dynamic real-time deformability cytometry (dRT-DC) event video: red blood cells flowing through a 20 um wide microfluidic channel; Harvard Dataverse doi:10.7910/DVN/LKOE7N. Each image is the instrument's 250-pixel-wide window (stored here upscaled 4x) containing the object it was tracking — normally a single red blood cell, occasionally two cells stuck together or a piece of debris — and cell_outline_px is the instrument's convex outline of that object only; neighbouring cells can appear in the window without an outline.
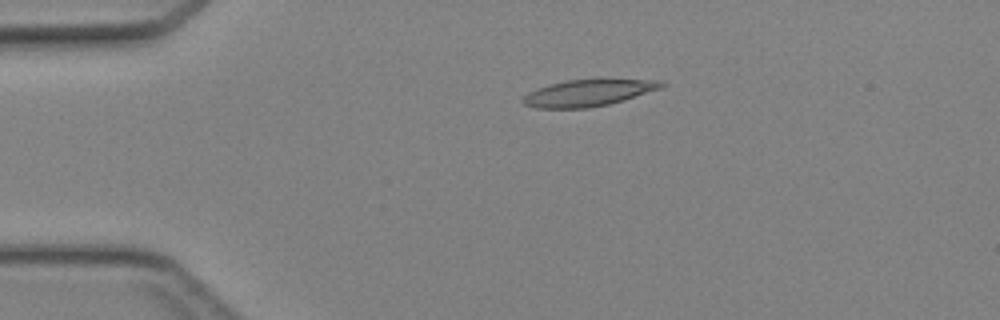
{"species": "Egyptian fruit bat (a non-hibernating species)", "species_latin": "Rousettus aegyptiacus", "temperature_condition": "cold", "stored_images_in_passage": 37, "camera_frame_rate_fps": 3000, "um_per_image_px": 0.085, "animal": {"sex": "female"}, "frame": {"image": 1, "passage_image": 1, "time_ms": 0.0, "image_size_px": [1000, 320], "cell_outline_px": [[668, 84], [664, 88], [624, 100], [608, 104], [588, 108], [536, 108], [524, 104], [520, 100], [528, 92], [536, 88], [548, 84], [568, 80], [604, 76], [664, 80]], "centroid_in_image_um": [50.15, 7.83], "position_along_channel_um": 34.9, "area_um2": 22.95}}
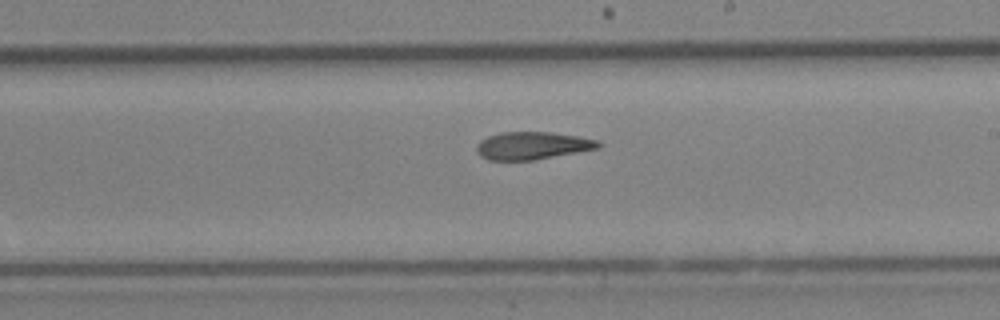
{"frame": {"image": 2, "passage_image": 18, "time_ms": 5.667, "image_size_px": [1000, 320], "cell_outline_px": [[604, 144], [600, 148], [536, 160], [488, 160], [480, 156], [476, 152], [476, 144], [480, 140], [488, 136], [500, 132], [548, 132], [576, 136], [596, 140]], "centroid_in_image_um": [45.23, 12.39], "position_along_channel_um": 243.8, "area_um2": 19.77}}
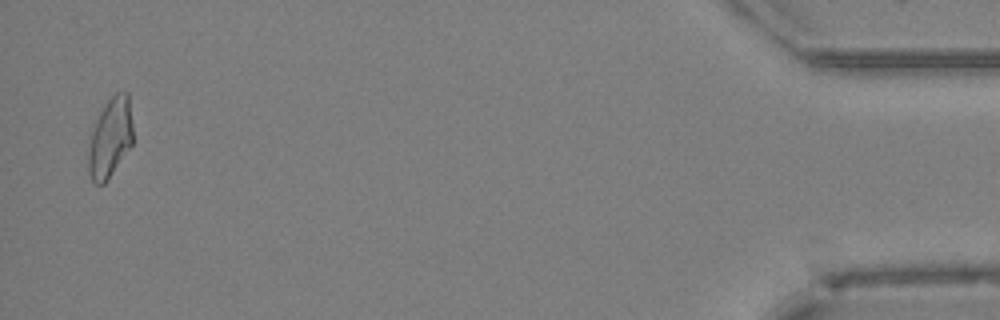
{"frame": {"image": 3, "passage_image": 36, "time_ms": 11.667, "image_size_px": [1000, 320], "cell_outline_px": [[132, 144], [108, 180], [104, 184], [96, 184], [92, 180], [88, 172], [88, 152], [92, 128], [104, 104], [116, 92], [128, 92], [132, 124]], "centroid_in_image_um": [9.36, 11.72], "position_along_channel_um": 425.8, "area_um2": 20.63}}